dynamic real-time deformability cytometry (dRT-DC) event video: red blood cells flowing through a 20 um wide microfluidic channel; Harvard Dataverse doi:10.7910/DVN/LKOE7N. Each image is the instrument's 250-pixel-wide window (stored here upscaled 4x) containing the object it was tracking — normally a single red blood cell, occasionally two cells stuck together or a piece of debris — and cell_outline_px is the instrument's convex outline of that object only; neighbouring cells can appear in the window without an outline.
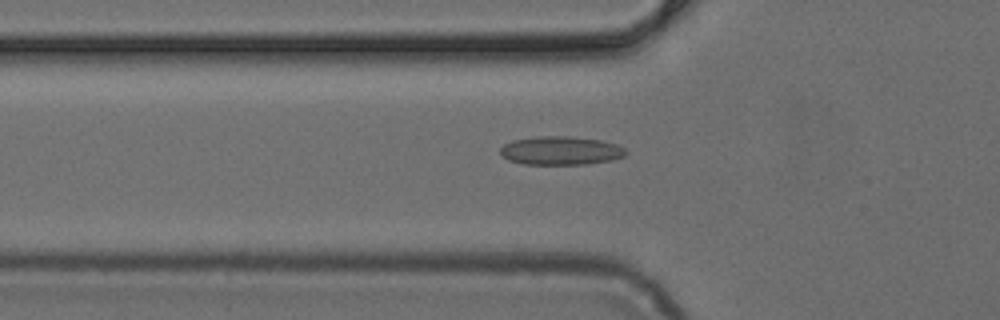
{"species": "common noctule bat (a hibernating species)", "species_latin": "Nyctalus noctula", "temperature_condition": "cold", "stored_images_in_passage": 50, "camera_frame_rate_fps": 3000, "um_per_image_px": 0.085, "animal": {"sex": "female", "body_mass_g": 24.6, "forearm_length_mm": 56.2}, "frame": {"image": 1, "passage_image": 17, "time_ms": 5.333, "image_size_px": [1000, 320], "cell_outline_px": [[628, 152], [624, 156], [612, 160], [584, 164], [524, 164], [508, 160], [500, 152], [500, 148], [504, 144], [512, 140], [536, 136], [572, 136], [600, 140], [616, 144], [624, 148]], "centroid_in_image_um": [47.66, 12.79], "position_along_channel_um": 78.1, "area_um2": 20.92}}
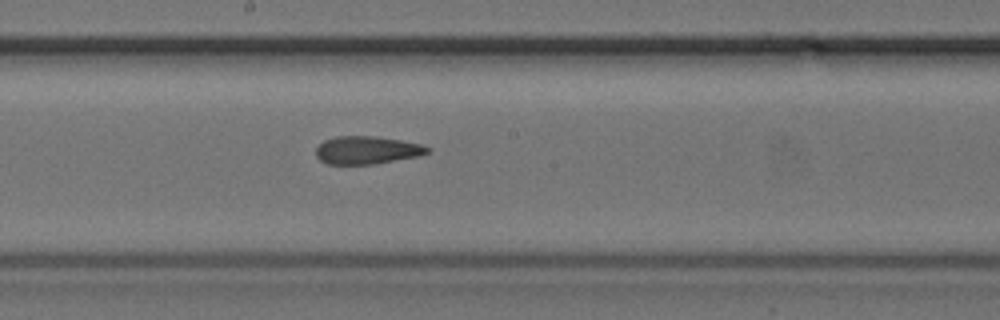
{"frame": {"image": 2, "passage_image": 27, "time_ms": 8.667, "image_size_px": [1000, 320], "cell_outline_px": [[432, 148], [428, 152], [420, 156], [376, 164], [328, 164], [320, 160], [316, 156], [316, 148], [324, 140], [336, 136], [376, 136], [424, 144]], "centroid_in_image_um": [31.23, 12.76], "position_along_channel_um": 217.0, "area_um2": 18.32}}
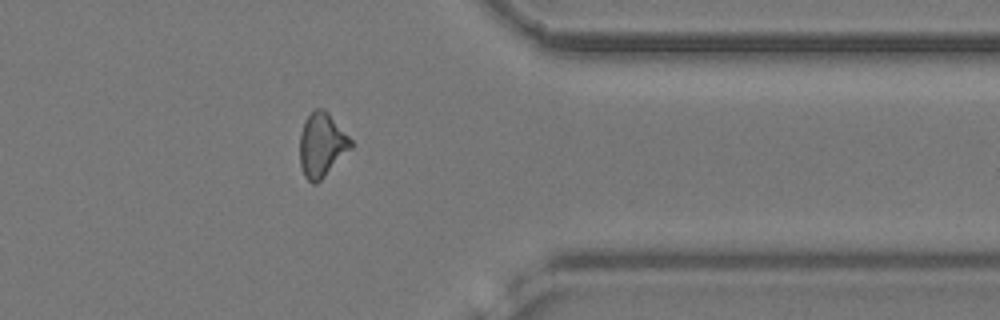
{"frame": {"image": 3, "passage_image": 40, "time_ms": 13.0, "image_size_px": [1000, 320], "cell_outline_px": [[352, 148], [316, 184], [312, 184], [304, 176], [300, 164], [300, 132], [304, 120], [316, 108], [324, 108], [328, 112], [352, 140]], "centroid_in_image_um": [27.34, 12.31], "position_along_channel_um": 384.1, "area_um2": 19.02}}